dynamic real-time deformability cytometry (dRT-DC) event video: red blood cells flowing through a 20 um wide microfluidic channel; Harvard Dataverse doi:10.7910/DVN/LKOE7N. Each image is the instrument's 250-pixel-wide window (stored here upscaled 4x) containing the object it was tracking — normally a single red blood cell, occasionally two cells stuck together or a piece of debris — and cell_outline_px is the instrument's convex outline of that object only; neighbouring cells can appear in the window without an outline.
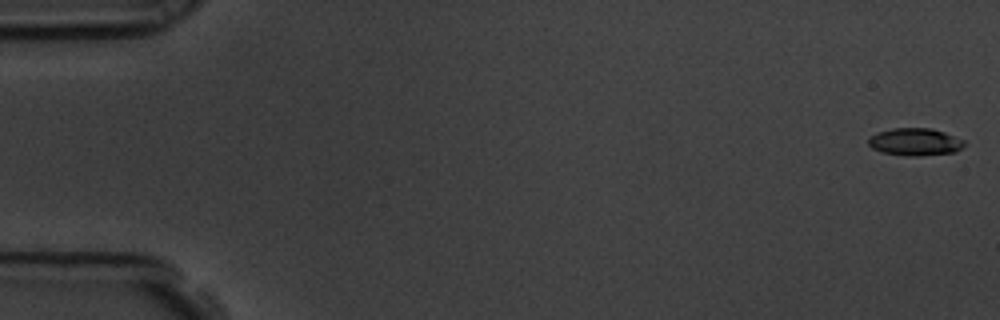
{"species": "common noctule bat (a hibernating species)", "species_latin": "Nyctalus noctula", "temperature_condition": "room temperature", "stored_images_in_passage": 58, "camera_frame_rate_fps": 3000, "um_per_image_px": 0.085, "animal": {"sex": "male", "body_mass_g": 19.5, "forearm_length_mm": 54.6}, "frame": {"image": 1, "passage_image": 1, "time_ms": 0.0, "image_size_px": [1000, 320], "cell_outline_px": [[964, 144], [956, 152], [920, 156], [908, 156], [880, 152], [872, 148], [868, 144], [868, 140], [876, 132], [892, 128], [932, 128], [944, 132], [964, 140]], "centroid_in_image_um": [77.76, 12.06], "position_along_channel_um": 7.2, "area_um2": 15.37}}
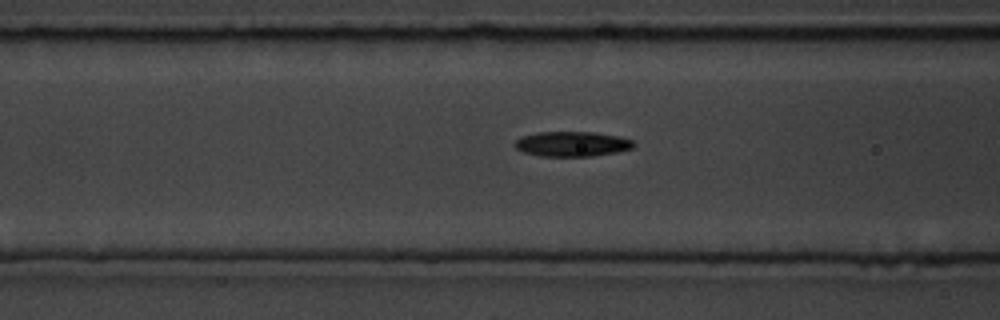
{"frame": {"image": 2, "passage_image": 23, "time_ms": 7.333, "image_size_px": [1000, 320], "cell_outline_px": [[636, 144], [632, 148], [616, 152], [592, 156], [540, 156], [524, 152], [516, 148], [516, 140], [524, 136], [536, 132], [592, 132], [620, 136], [632, 140]], "centroid_in_image_um": [48.66, 12.23], "position_along_channel_um": 117.9, "area_um2": 17.17}}
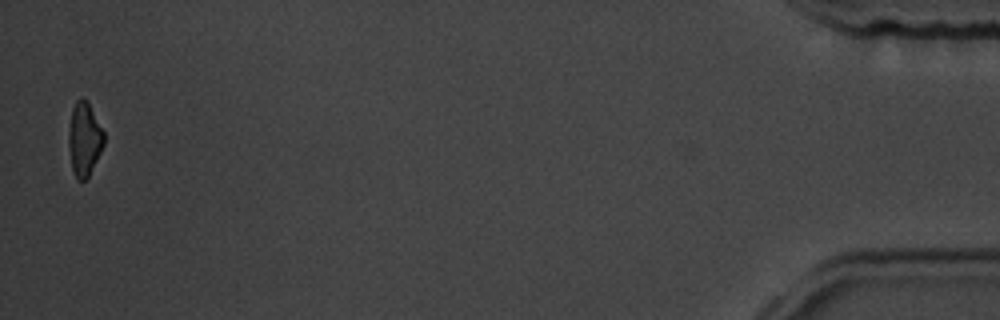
{"frame": {"image": 3, "passage_image": 57, "time_ms": 18.667, "image_size_px": [1000, 320], "cell_outline_px": [[104, 144], [88, 176], [84, 180], [76, 180], [72, 168], [68, 144], [68, 136], [72, 108], [76, 100], [80, 96], [88, 100], [104, 132]], "centroid_in_image_um": [7.16, 11.77], "position_along_channel_um": 428.0, "area_um2": 15.14}, "authors_computed_cell_mechanics": {"area_um2": 16.2996, "velocity_mm_per_s": 3.5526, "shape_relaxation_time_tau1_ms": 3.7897, "shape_relaxation_time_tau2_ms": null, "deformation_change_tau1": 0.1086, "deformation_change_tau2": null}}